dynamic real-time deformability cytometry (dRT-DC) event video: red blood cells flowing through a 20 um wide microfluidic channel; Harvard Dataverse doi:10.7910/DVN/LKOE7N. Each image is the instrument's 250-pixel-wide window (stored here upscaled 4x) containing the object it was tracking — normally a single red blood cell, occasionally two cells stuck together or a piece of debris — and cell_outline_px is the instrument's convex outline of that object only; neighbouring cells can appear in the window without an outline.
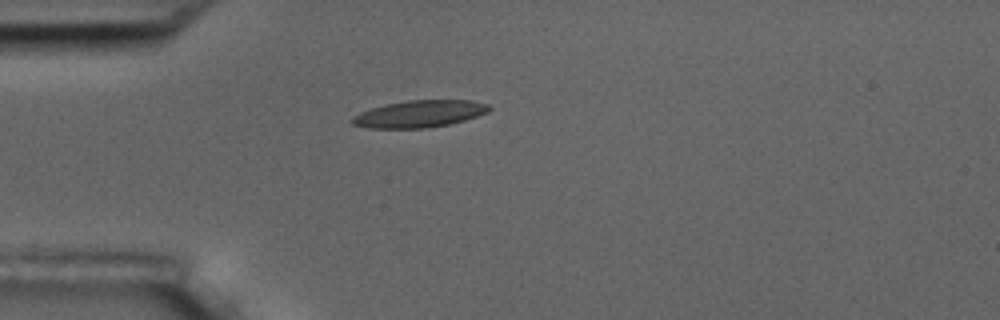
{"species": "common noctule bat (a hibernating species)", "species_latin": "Nyctalus noctula", "temperature_condition": "room temperature", "stored_images_in_passage": 2, "camera_frame_rate_fps": 3000, "um_per_image_px": 0.085, "animal": {"sex": "male", "body_mass_g": 17.5, "forearm_length_mm": 52.3}, "frame": {"image": 1, "passage_image": 1, "time_ms": 0.0, "image_size_px": [1000, 320], "cell_outline_px": [[492, 108], [488, 112], [464, 120], [448, 124], [424, 128], [368, 128], [352, 124], [348, 120], [352, 116], [360, 112], [384, 104], [408, 100], [472, 100], [488, 104]], "centroid_in_image_um": [35.62, 9.67], "position_along_channel_um": 49.4, "area_um2": 21.62}}